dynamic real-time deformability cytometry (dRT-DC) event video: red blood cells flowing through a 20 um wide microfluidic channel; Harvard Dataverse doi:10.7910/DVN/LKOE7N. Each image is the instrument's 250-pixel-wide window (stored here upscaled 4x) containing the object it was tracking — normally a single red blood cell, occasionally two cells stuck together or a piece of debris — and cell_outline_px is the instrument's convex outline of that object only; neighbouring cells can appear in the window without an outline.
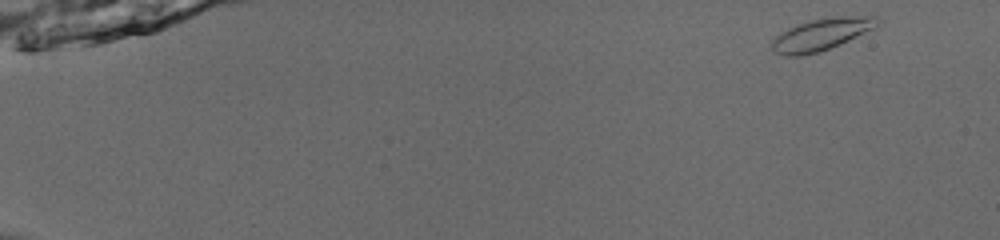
{"species": "common noctule bat (a hibernating species)", "species_latin": "Nyctalus noctula", "temperature_condition": "room temperature", "stored_images_in_passage": 51, "camera_frame_rate_fps": 3000, "um_per_image_px": 0.085, "animal": {"sex": "male", "body_mass_g": 13.0, "forearm_length_mm": 53.1}, "frame": {"image": 1, "passage_image": 1, "time_ms": 0.0, "image_size_px": [1000, 240], "cell_outline_px": [[880, 24], [876, 28], [840, 44], [816, 52], [800, 56], [780, 56], [772, 52], [772, 40], [780, 32], [796, 24], [808, 20], [836, 16], [880, 16]], "centroid_in_image_um": [69.82, 2.91], "position_along_channel_um": 15.2, "area_um2": 19.94}}
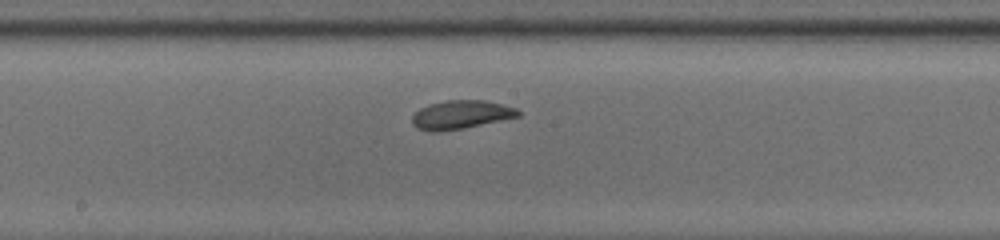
{"frame": {"image": 2, "passage_image": 28, "time_ms": 9.0, "image_size_px": [1000, 240], "cell_outline_px": [[520, 116], [464, 128], [440, 132], [432, 132], [416, 128], [412, 124], [412, 116], [420, 108], [428, 104], [448, 100], [484, 100], [516, 108], [520, 112]], "centroid_in_image_um": [39.14, 9.75], "position_along_channel_um": 209.1, "area_um2": 17.63}}
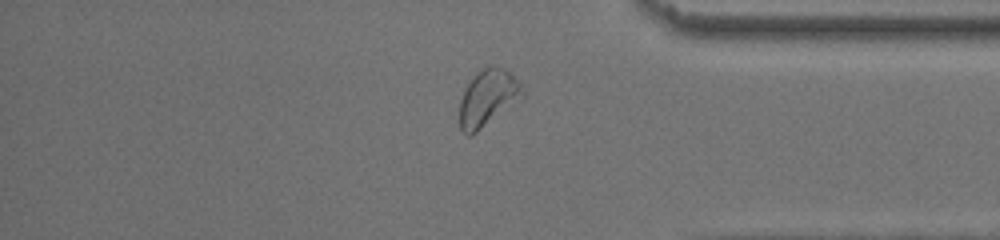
{"frame": {"image": 3, "passage_image": 43, "time_ms": 14.0, "image_size_px": [1000, 240], "cell_outline_px": [[524, 96], [476, 132], [468, 136], [460, 128], [460, 100], [464, 88], [476, 72], [492, 64], [504, 68], [520, 84], [524, 92]], "centroid_in_image_um": [41.44, 8.29], "position_along_channel_um": 393.8, "area_um2": 20.35}, "authors_computed_cell_mechanics": {"area_um2": 18.0336, "velocity_mm_per_s": 3.8719, "shape_relaxation_time_tau1_ms": 2.1125, "shape_relaxation_time_tau2_ms": 4.0645, "deformation_change_tau1": 0.0904, "deformation_change_tau2": 0.0481}}